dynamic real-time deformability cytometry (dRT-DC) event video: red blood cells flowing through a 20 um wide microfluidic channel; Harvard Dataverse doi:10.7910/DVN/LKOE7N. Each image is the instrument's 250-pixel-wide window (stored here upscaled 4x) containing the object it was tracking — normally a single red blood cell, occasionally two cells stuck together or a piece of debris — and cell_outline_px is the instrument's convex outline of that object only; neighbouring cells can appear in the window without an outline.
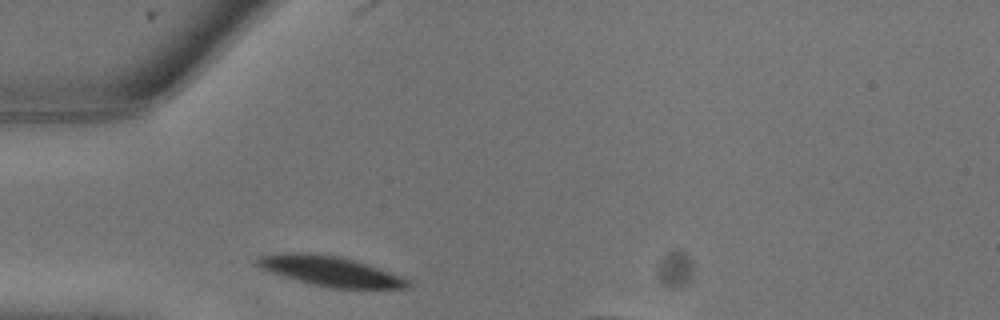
{"species": "common noctule bat (a hibernating species)", "species_latin": "Nyctalus noctula", "temperature_condition": "warm", "stored_images_in_passage": 13, "camera_frame_rate_fps": 3000, "um_per_image_px": 0.085, "animal": {"sex": "male", "body_mass_g": 13.3}, "frame": {"image": 1, "passage_image": 1, "time_ms": 0.0, "image_size_px": [1000, 320], "cell_outline_px": [[412, 284], [408, 288], [332, 288], [296, 280], [260, 268], [252, 260], [256, 256], [272, 252], [308, 252], [340, 256], [380, 268], [404, 276]], "centroid_in_image_um": [28.02, 23.01], "position_along_channel_um": 57.0, "area_um2": 26.65}}
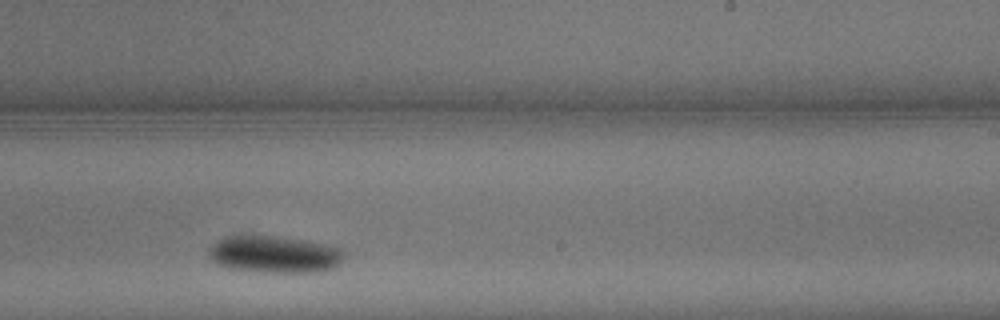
{"frame": {"image": 2, "passage_image": 9, "time_ms": 2.667, "image_size_px": [1000, 320], "cell_outline_px": [[344, 256], [332, 268], [320, 272], [272, 272], [236, 268], [216, 264], [208, 256], [208, 252], [212, 244], [228, 236], [280, 236], [304, 240], [324, 244], [340, 248], [344, 252]], "centroid_in_image_um": [23.33, 21.61], "position_along_channel_um": 265.7, "area_um2": 28.67}}
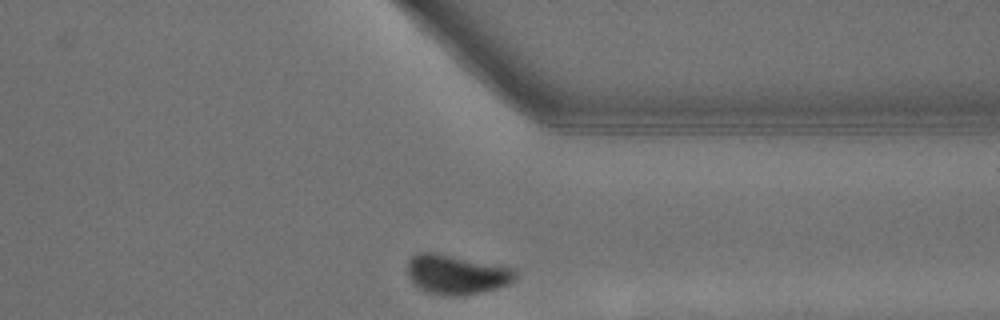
{"frame": {"image": 3, "passage_image": 13, "time_ms": 4.0, "image_size_px": [1000, 320], "cell_outline_px": [[516, 276], [508, 284], [496, 288], [464, 296], [448, 296], [428, 292], [420, 288], [408, 276], [408, 260], [416, 252], [436, 252], [516, 268]], "centroid_in_image_um": [38.8, 23.31], "position_along_channel_um": 372.6, "area_um2": 24.91}}